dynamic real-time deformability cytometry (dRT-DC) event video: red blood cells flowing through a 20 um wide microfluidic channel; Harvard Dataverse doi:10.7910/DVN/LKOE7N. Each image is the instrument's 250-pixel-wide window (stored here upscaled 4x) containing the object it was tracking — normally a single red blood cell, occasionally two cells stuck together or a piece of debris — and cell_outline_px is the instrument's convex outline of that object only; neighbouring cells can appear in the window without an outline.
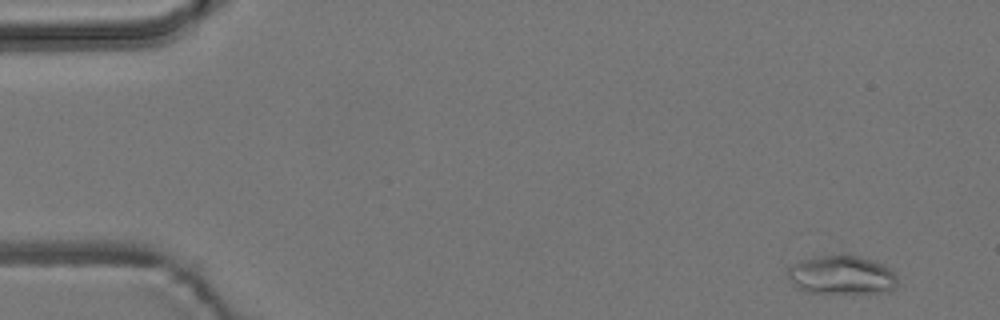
{"species": "common noctule bat (a hibernating species)", "species_latin": "Nyctalus noctula", "temperature_condition": "room temperature", "stored_images_in_passage": 3, "camera_frame_rate_fps": 3000, "um_per_image_px": 0.085, "animal": {"sex": "male", "body_mass_g": 19.2, "forearm_length_mm": 51.8}, "frame": {"image": 1, "passage_image": 1, "time_ms": 0.0, "image_size_px": [1000, 320], "cell_outline_px": [[896, 284], [888, 292], [804, 292], [796, 288], [788, 276], [788, 268], [800, 260], [812, 256], [840, 252], [844, 252], [860, 256], [872, 260], [888, 268], [896, 276]], "centroid_in_image_um": [71.48, 23.32], "position_along_channel_um": 13.5, "area_um2": 25.03}}